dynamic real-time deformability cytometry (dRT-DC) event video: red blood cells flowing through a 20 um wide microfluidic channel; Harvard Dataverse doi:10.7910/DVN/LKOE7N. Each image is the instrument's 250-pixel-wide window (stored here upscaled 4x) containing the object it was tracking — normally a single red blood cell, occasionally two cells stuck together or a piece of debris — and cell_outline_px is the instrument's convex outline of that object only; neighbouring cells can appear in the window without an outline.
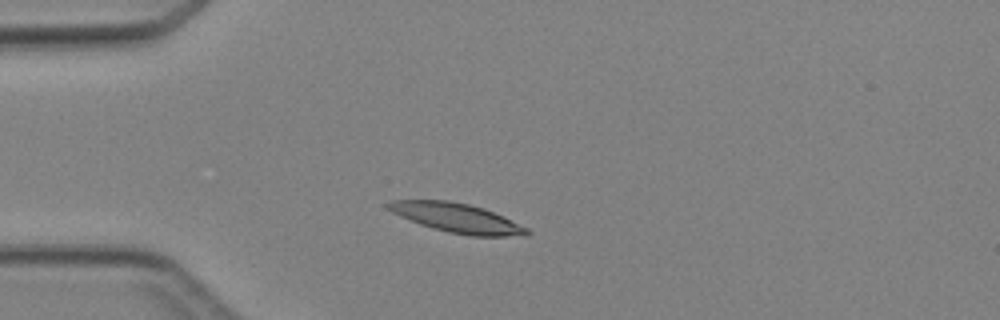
{"species": "Egyptian fruit bat (a non-hibernating species)", "species_latin": "Rousettus aegyptiacus", "temperature_condition": "cold", "stored_images_in_passage": 4, "camera_frame_rate_fps": 3000, "um_per_image_px": 0.085, "animal": {"sex": "female"}, "frame": {"image": 1, "passage_image": 3, "time_ms": 2.333, "image_size_px": [1000, 320], "cell_outline_px": [[532, 232], [528, 236], [472, 236], [448, 232], [432, 228], [420, 224], [400, 216], [392, 212], [384, 204], [392, 200], [448, 200], [468, 204], [484, 208], [528, 228]], "centroid_in_image_um": [38.85, 18.53], "position_along_channel_um": 46.2, "area_um2": 23.64}}